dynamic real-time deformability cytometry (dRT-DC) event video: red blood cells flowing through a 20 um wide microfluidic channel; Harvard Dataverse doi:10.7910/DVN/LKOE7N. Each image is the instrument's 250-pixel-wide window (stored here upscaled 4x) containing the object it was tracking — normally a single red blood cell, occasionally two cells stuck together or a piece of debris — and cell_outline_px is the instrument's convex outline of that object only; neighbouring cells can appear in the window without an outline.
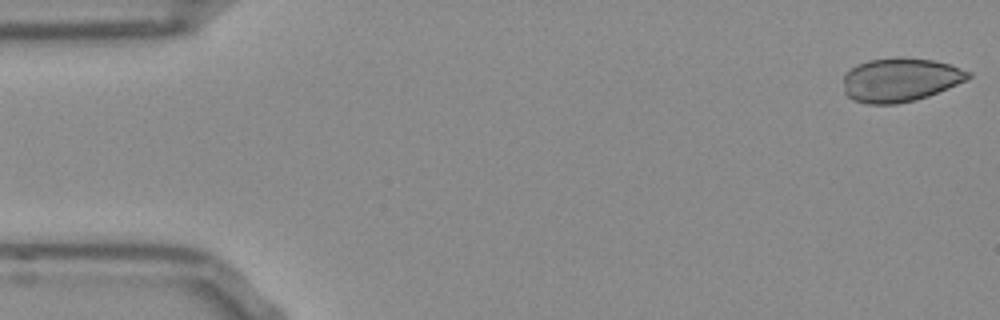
{"species": "Egyptian fruit bat (a non-hibernating species)", "species_latin": "Rousettus aegyptiacus", "temperature_condition": "room temperature", "stored_images_in_passage": 51, "camera_frame_rate_fps": 3000, "um_per_image_px": 0.085, "frame": {"image": 1, "passage_image": 1, "time_ms": 0.0, "image_size_px": [1000, 320], "cell_outline_px": [[972, 76], [968, 80], [928, 96], [916, 100], [896, 104], [868, 104], [852, 100], [844, 92], [844, 76], [856, 64], [868, 60], [900, 56], [932, 60], [948, 64], [972, 72]], "centroid_in_image_um": [76.53, 6.78], "position_along_channel_um": 8.5, "area_um2": 32.08}}
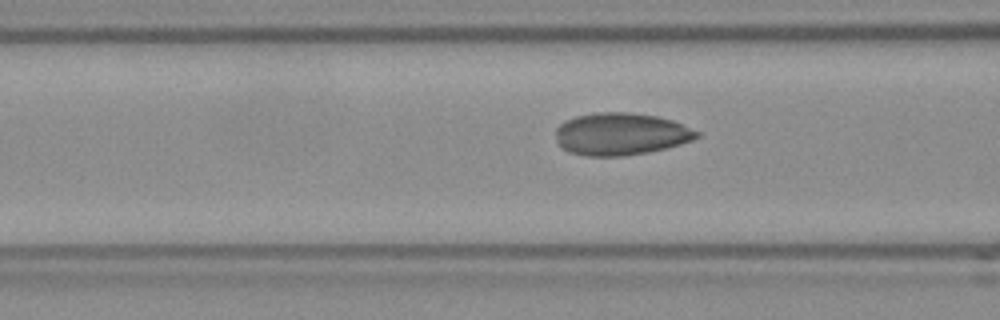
{"frame": {"image": 2, "passage_image": 19, "time_ms": 6.0, "image_size_px": [1000, 320], "cell_outline_px": [[700, 136], [692, 140], [680, 144], [648, 152], [624, 156], [588, 156], [568, 152], [560, 148], [556, 140], [556, 128], [564, 120], [576, 116], [596, 112], [628, 112], [656, 116], [672, 120], [700, 132]], "centroid_in_image_um": [52.73, 11.39], "position_along_channel_um": 113.9, "area_um2": 34.91}}
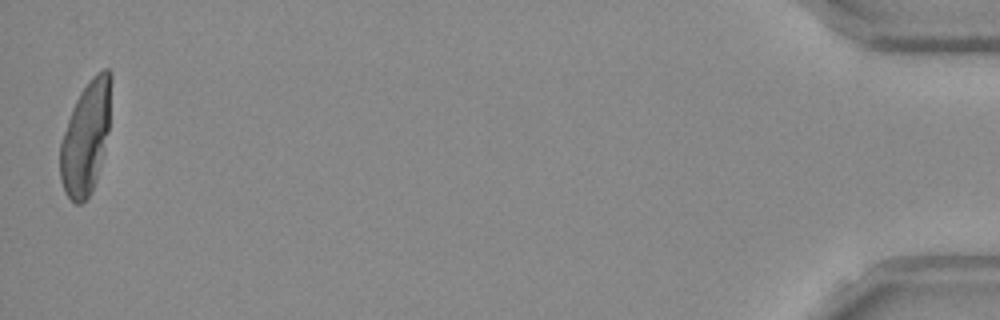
{"frame": {"image": 3, "passage_image": 51, "time_ms": 16.667, "image_size_px": [1000, 320], "cell_outline_px": [[112, 76], [108, 132], [104, 152], [96, 180], [92, 192], [80, 204], [76, 204], [64, 192], [60, 180], [60, 144], [72, 108], [80, 92], [88, 80], [96, 72], [104, 68], [108, 68], [112, 72]], "centroid_in_image_um": [7.31, 11.67], "position_along_channel_um": 427.9, "area_um2": 33.58}}